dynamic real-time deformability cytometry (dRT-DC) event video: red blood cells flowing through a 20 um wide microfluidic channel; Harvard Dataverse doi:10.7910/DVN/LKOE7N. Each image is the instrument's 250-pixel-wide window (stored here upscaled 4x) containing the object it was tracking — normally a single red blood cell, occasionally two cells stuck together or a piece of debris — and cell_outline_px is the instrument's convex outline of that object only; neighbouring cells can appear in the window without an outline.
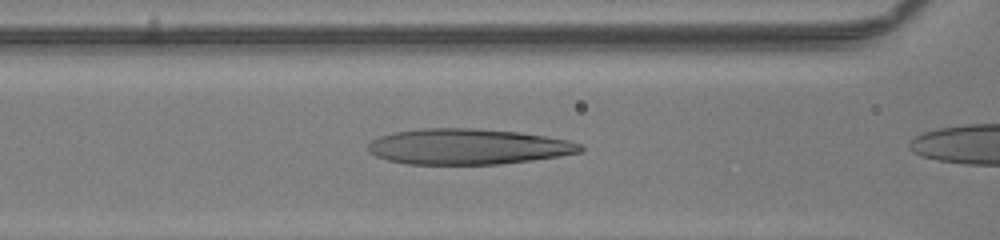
{"species": "human", "species_latin": "Homo sapiens", "temperature_condition": "room temperature", "stored_images_in_passage": 6, "camera_frame_rate_fps": 3000, "um_per_image_px": 0.085, "donor": {"sex": "male"}, "frame": {"image": 1, "passage_image": 4, "time_ms": 1.0, "image_size_px": [1000, 240], "cell_outline_px": [[584, 152], [560, 156], [532, 160], [500, 164], [408, 164], [388, 160], [376, 156], [368, 152], [368, 144], [372, 140], [380, 136], [392, 132], [424, 128], [476, 128], [520, 132], [568, 140], [580, 144], [584, 148]], "centroid_in_image_um": [39.78, 12.46], "position_along_channel_um": 126.8, "area_um2": 44.27}}